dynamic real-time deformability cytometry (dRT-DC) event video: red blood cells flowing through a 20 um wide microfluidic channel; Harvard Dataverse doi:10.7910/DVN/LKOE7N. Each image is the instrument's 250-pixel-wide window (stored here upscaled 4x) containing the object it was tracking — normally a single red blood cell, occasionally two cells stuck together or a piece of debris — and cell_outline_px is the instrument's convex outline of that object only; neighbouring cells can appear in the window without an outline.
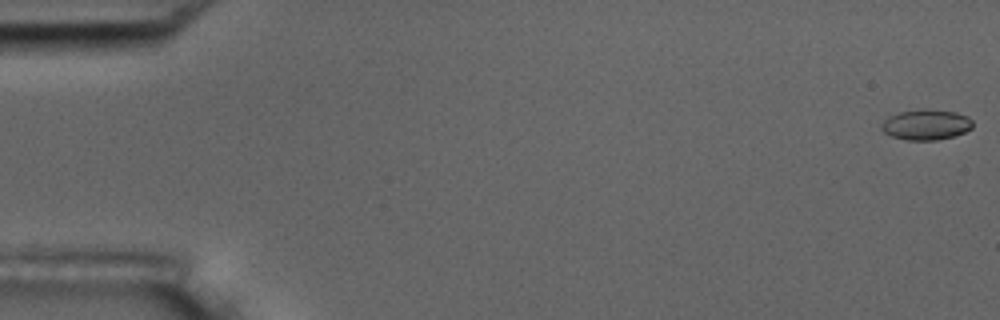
{"species": "common noctule bat (a hibernating species)", "species_latin": "Nyctalus noctula", "temperature_condition": "room temperature", "stored_images_in_passage": 8, "camera_frame_rate_fps": 3000, "um_per_image_px": 0.085, "animal": {"sex": "male", "body_mass_g": 17.5, "forearm_length_mm": 52.3}, "frame": {"image": 1, "passage_image": 1, "time_ms": 0.0, "image_size_px": [1000, 320], "cell_outline_px": [[972, 128], [964, 132], [952, 136], [936, 140], [904, 140], [892, 136], [884, 132], [880, 128], [880, 124], [888, 116], [900, 112], [924, 108], [928, 108], [956, 112], [968, 116], [972, 120]], "centroid_in_image_um": [78.7, 10.58], "position_along_channel_um": 6.3, "area_um2": 16.36}}
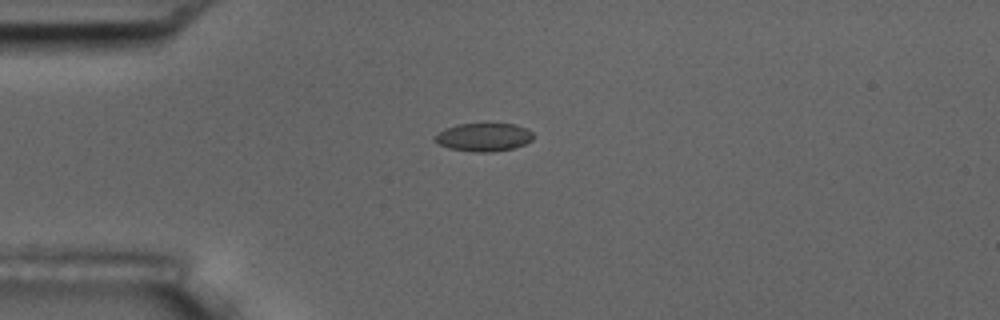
{"frame": {"image": 2, "passage_image": 5, "time_ms": 4.667, "image_size_px": [1000, 320], "cell_outline_px": [[532, 140], [524, 144], [512, 148], [488, 152], [476, 152], [448, 148], [432, 140], [444, 128], [456, 124], [484, 120], [516, 124], [528, 128], [532, 132]], "centroid_in_image_um": [41.12, 11.58], "position_along_channel_um": 43.9, "area_um2": 16.94}}